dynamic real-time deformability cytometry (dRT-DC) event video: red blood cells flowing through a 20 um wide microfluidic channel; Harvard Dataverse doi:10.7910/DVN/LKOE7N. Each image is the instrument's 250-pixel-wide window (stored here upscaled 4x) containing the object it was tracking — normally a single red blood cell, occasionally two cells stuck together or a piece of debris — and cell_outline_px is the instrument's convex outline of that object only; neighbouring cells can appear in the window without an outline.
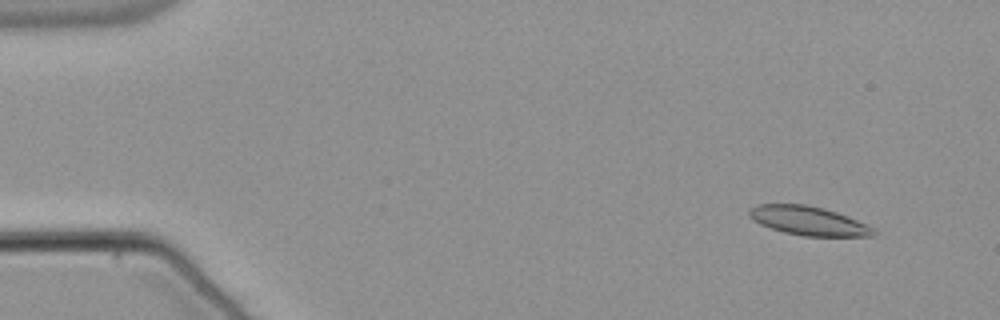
{"species": "common noctule bat (a hibernating species)", "species_latin": "Nyctalus noctula", "temperature_condition": "warm", "stored_images_in_passage": 55, "camera_frame_rate_fps": 3000, "um_per_image_px": 0.085, "animal": {"sex": "male", "body_mass_g": 21.5, "forearm_length_mm": 52.0}, "frame": {"image": 1, "passage_image": 5, "time_ms": 1.333, "image_size_px": [1000, 320], "cell_outline_px": [[880, 232], [876, 236], [804, 236], [784, 232], [760, 224], [752, 220], [748, 216], [748, 208], [756, 204], [808, 204], [824, 208], [836, 212], [876, 228]], "centroid_in_image_um": [68.73, 18.76], "position_along_channel_um": 16.3, "area_um2": 21.21}}
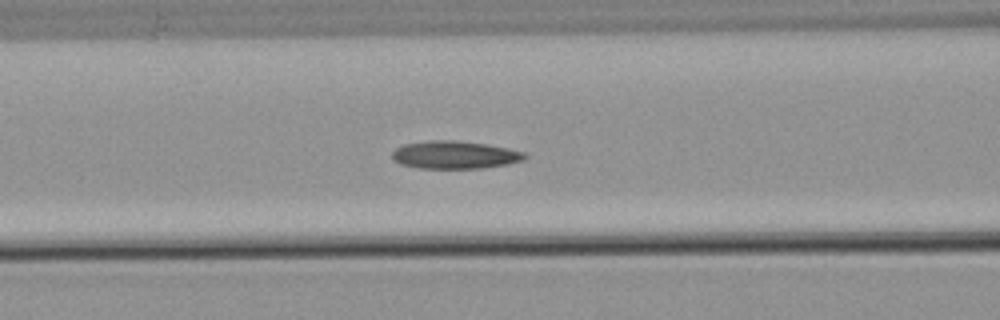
{"frame": {"image": 2, "passage_image": 23, "time_ms": 7.333, "image_size_px": [1000, 320], "cell_outline_px": [[528, 156], [524, 160], [508, 164], [484, 168], [420, 168], [400, 164], [392, 160], [392, 152], [396, 148], [404, 144], [428, 140], [456, 140], [484, 144], [508, 148], [524, 152]], "centroid_in_image_um": [38.65, 13.16], "position_along_channel_um": 128.0, "area_um2": 21.56}}
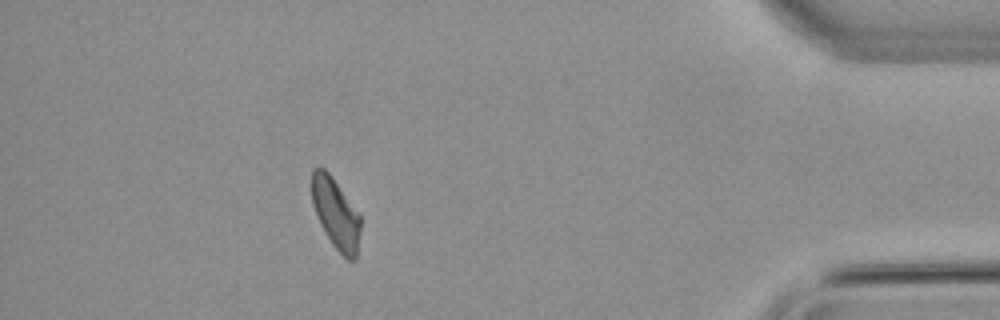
{"frame": {"image": 3, "passage_image": 49, "time_ms": 16.0, "image_size_px": [1000, 320], "cell_outline_px": [[360, 232], [356, 260], [348, 260], [332, 244], [320, 224], [312, 204], [312, 168], [324, 168], [328, 172], [360, 216]], "centroid_in_image_um": [28.53, 18.18], "position_along_channel_um": 406.7, "area_um2": 19.59}, "authors_computed_cell_mechanics": {"area_um2": 21.2704, "velocity_mm_per_s": 3.7962, "shape_relaxation_time_tau1_ms": 9.1425, "shape_relaxation_time_tau2_ms": 8.4524, "deformation_change_tau1": 0.1889, "deformation_change_tau2": 0.1753}}